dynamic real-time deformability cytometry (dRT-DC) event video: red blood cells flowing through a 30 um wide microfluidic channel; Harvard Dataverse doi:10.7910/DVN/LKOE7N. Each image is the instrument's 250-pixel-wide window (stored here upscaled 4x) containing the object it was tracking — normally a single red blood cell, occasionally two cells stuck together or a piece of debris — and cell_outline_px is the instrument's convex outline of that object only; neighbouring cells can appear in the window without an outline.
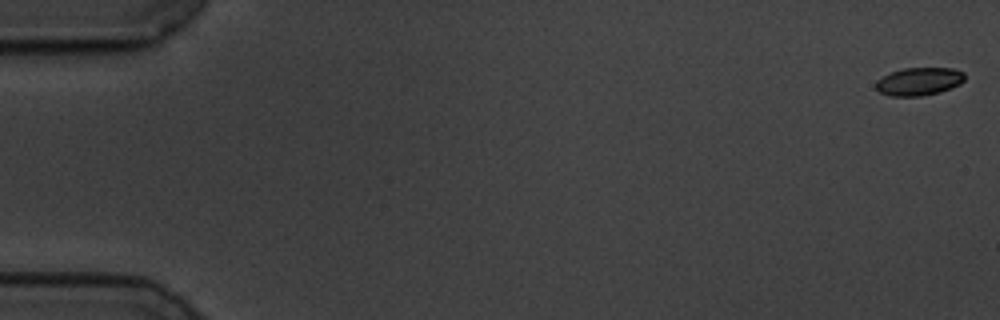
{"species": "common noctule bat (a hibernating species)", "species_latin": "Nyctalus noctula", "temperature_condition": "cold", "stored_images_in_passage": 58, "camera_frame_rate_fps": 3000, "um_per_image_px": 0.085, "animal": {"sex": "male", "body_mass_g": 19.5, "forearm_length_mm": 54.6}, "frame": {"image": 1, "passage_image": 1, "time_ms": 0.0, "image_size_px": [1000, 320], "cell_outline_px": [[964, 80], [960, 84], [940, 92], [920, 96], [888, 96], [880, 92], [876, 88], [876, 80], [892, 72], [904, 68], [952, 68], [964, 72]], "centroid_in_image_um": [78.12, 6.92], "position_along_channel_um": 6.9, "area_um2": 14.39}}
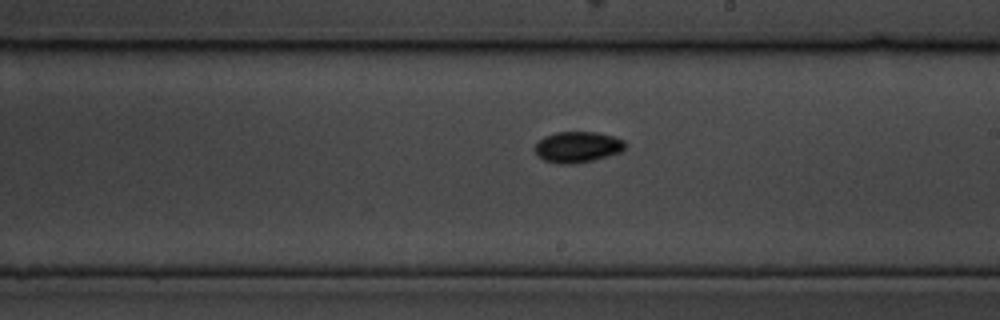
{"frame": {"image": 2, "passage_image": 34, "time_ms": 11.0, "image_size_px": [1000, 320], "cell_outline_px": [[624, 148], [620, 152], [608, 156], [592, 160], [572, 164], [560, 164], [544, 160], [532, 148], [544, 136], [556, 132], [596, 132], [612, 136], [624, 140]], "centroid_in_image_um": [49.07, 12.49], "position_along_channel_um": 239.9, "area_um2": 16.13}}
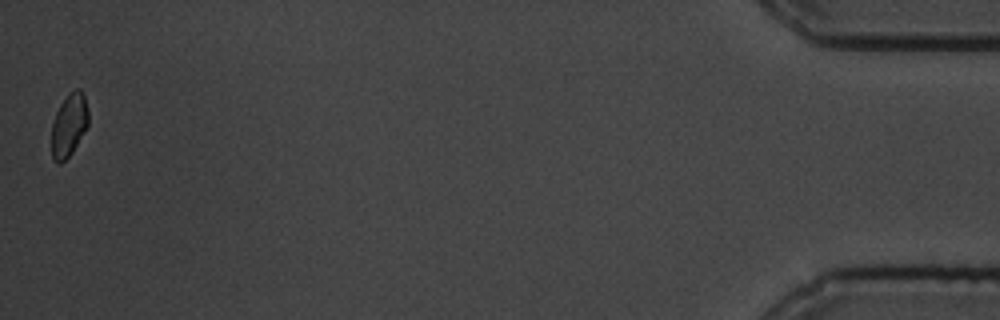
{"frame": {"image": 3, "passage_image": 58, "time_ms": 19.0, "image_size_px": [1000, 320], "cell_outline_px": [[88, 124], [72, 152], [60, 164], [56, 164], [52, 156], [52, 124], [56, 112], [60, 104], [68, 92], [76, 88], [80, 88], [84, 96], [88, 112]], "centroid_in_image_um": [5.85, 10.6], "position_along_channel_um": 429.3, "area_um2": 13.41}, "authors_computed_cell_mechanics": {"area_um2": 14.8835, "velocity_mm_per_s": 3.4859, "shape_relaxation_time_tau1_ms": null, "shape_relaxation_time_tau2_ms": 4.6825, "deformation_change_tau1": null, "deformation_change_tau2": 0.0613}}